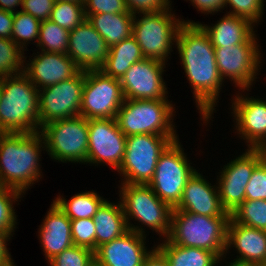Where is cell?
<instances>
[{"label":"cell","instance_id":"4","mask_svg":"<svg viewBox=\"0 0 266 266\" xmlns=\"http://www.w3.org/2000/svg\"><path fill=\"white\" fill-rule=\"evenodd\" d=\"M230 217H208L173 208L167 239L176 245L213 252L219 259L227 253V226Z\"/></svg>","mask_w":266,"mask_h":266},{"label":"cell","instance_id":"43","mask_svg":"<svg viewBox=\"0 0 266 266\" xmlns=\"http://www.w3.org/2000/svg\"><path fill=\"white\" fill-rule=\"evenodd\" d=\"M193 6L197 7L198 11L205 14H211L220 11L225 7V0H190Z\"/></svg>","mask_w":266,"mask_h":266},{"label":"cell","instance_id":"24","mask_svg":"<svg viewBox=\"0 0 266 266\" xmlns=\"http://www.w3.org/2000/svg\"><path fill=\"white\" fill-rule=\"evenodd\" d=\"M198 24L209 35L214 47L234 46L242 43H257L253 24L242 17L225 14L214 26Z\"/></svg>","mask_w":266,"mask_h":266},{"label":"cell","instance_id":"30","mask_svg":"<svg viewBox=\"0 0 266 266\" xmlns=\"http://www.w3.org/2000/svg\"><path fill=\"white\" fill-rule=\"evenodd\" d=\"M69 31L63 29L50 19L41 21L37 47L50 53H67Z\"/></svg>","mask_w":266,"mask_h":266},{"label":"cell","instance_id":"20","mask_svg":"<svg viewBox=\"0 0 266 266\" xmlns=\"http://www.w3.org/2000/svg\"><path fill=\"white\" fill-rule=\"evenodd\" d=\"M174 209L208 217H230L221 205L218 186H211L197 171L187 181L182 198Z\"/></svg>","mask_w":266,"mask_h":266},{"label":"cell","instance_id":"23","mask_svg":"<svg viewBox=\"0 0 266 266\" xmlns=\"http://www.w3.org/2000/svg\"><path fill=\"white\" fill-rule=\"evenodd\" d=\"M39 229L45 257L49 261L55 255L73 246L71 220L53 201Z\"/></svg>","mask_w":266,"mask_h":266},{"label":"cell","instance_id":"49","mask_svg":"<svg viewBox=\"0 0 266 266\" xmlns=\"http://www.w3.org/2000/svg\"><path fill=\"white\" fill-rule=\"evenodd\" d=\"M85 0H55V2H75V3H84Z\"/></svg>","mask_w":266,"mask_h":266},{"label":"cell","instance_id":"22","mask_svg":"<svg viewBox=\"0 0 266 266\" xmlns=\"http://www.w3.org/2000/svg\"><path fill=\"white\" fill-rule=\"evenodd\" d=\"M233 245L240 254L236 262L261 266L266 260V231L229 219L226 250Z\"/></svg>","mask_w":266,"mask_h":266},{"label":"cell","instance_id":"45","mask_svg":"<svg viewBox=\"0 0 266 266\" xmlns=\"http://www.w3.org/2000/svg\"><path fill=\"white\" fill-rule=\"evenodd\" d=\"M154 248L145 257L142 266H169L164 254L157 247Z\"/></svg>","mask_w":266,"mask_h":266},{"label":"cell","instance_id":"32","mask_svg":"<svg viewBox=\"0 0 266 266\" xmlns=\"http://www.w3.org/2000/svg\"><path fill=\"white\" fill-rule=\"evenodd\" d=\"M21 50L12 39L0 37V77L15 76L24 72L25 56Z\"/></svg>","mask_w":266,"mask_h":266},{"label":"cell","instance_id":"8","mask_svg":"<svg viewBox=\"0 0 266 266\" xmlns=\"http://www.w3.org/2000/svg\"><path fill=\"white\" fill-rule=\"evenodd\" d=\"M177 137L155 134L128 136L123 160L117 169L125 179L122 183L148 185L155 173L159 156Z\"/></svg>","mask_w":266,"mask_h":266},{"label":"cell","instance_id":"34","mask_svg":"<svg viewBox=\"0 0 266 266\" xmlns=\"http://www.w3.org/2000/svg\"><path fill=\"white\" fill-rule=\"evenodd\" d=\"M83 4L55 2L49 19L70 32L86 19Z\"/></svg>","mask_w":266,"mask_h":266},{"label":"cell","instance_id":"38","mask_svg":"<svg viewBox=\"0 0 266 266\" xmlns=\"http://www.w3.org/2000/svg\"><path fill=\"white\" fill-rule=\"evenodd\" d=\"M264 0H225V7L229 4L233 10L228 14L249 20L253 25L262 19Z\"/></svg>","mask_w":266,"mask_h":266},{"label":"cell","instance_id":"12","mask_svg":"<svg viewBox=\"0 0 266 266\" xmlns=\"http://www.w3.org/2000/svg\"><path fill=\"white\" fill-rule=\"evenodd\" d=\"M124 100L120 79L109 77L101 70L85 71L81 116L88 120L116 118Z\"/></svg>","mask_w":266,"mask_h":266},{"label":"cell","instance_id":"50","mask_svg":"<svg viewBox=\"0 0 266 266\" xmlns=\"http://www.w3.org/2000/svg\"><path fill=\"white\" fill-rule=\"evenodd\" d=\"M1 266H16V265H14V262L12 260L10 263H6V264L1 265Z\"/></svg>","mask_w":266,"mask_h":266},{"label":"cell","instance_id":"16","mask_svg":"<svg viewBox=\"0 0 266 266\" xmlns=\"http://www.w3.org/2000/svg\"><path fill=\"white\" fill-rule=\"evenodd\" d=\"M165 63L144 58L134 63L120 79L125 99L161 100L168 92L163 81Z\"/></svg>","mask_w":266,"mask_h":266},{"label":"cell","instance_id":"39","mask_svg":"<svg viewBox=\"0 0 266 266\" xmlns=\"http://www.w3.org/2000/svg\"><path fill=\"white\" fill-rule=\"evenodd\" d=\"M245 192V200H266V157L255 167Z\"/></svg>","mask_w":266,"mask_h":266},{"label":"cell","instance_id":"6","mask_svg":"<svg viewBox=\"0 0 266 266\" xmlns=\"http://www.w3.org/2000/svg\"><path fill=\"white\" fill-rule=\"evenodd\" d=\"M173 112V105L168 99H125L117 112L116 121L126 137L139 134L177 136L172 124Z\"/></svg>","mask_w":266,"mask_h":266},{"label":"cell","instance_id":"14","mask_svg":"<svg viewBox=\"0 0 266 266\" xmlns=\"http://www.w3.org/2000/svg\"><path fill=\"white\" fill-rule=\"evenodd\" d=\"M88 134L86 163H106L117 170L123 160L127 137L119 129L116 118L88 120Z\"/></svg>","mask_w":266,"mask_h":266},{"label":"cell","instance_id":"19","mask_svg":"<svg viewBox=\"0 0 266 266\" xmlns=\"http://www.w3.org/2000/svg\"><path fill=\"white\" fill-rule=\"evenodd\" d=\"M145 235L127 231L123 236L104 243L94 251L98 266H142L150 253L145 247Z\"/></svg>","mask_w":266,"mask_h":266},{"label":"cell","instance_id":"5","mask_svg":"<svg viewBox=\"0 0 266 266\" xmlns=\"http://www.w3.org/2000/svg\"><path fill=\"white\" fill-rule=\"evenodd\" d=\"M120 199L129 230L144 234L143 228L132 226L131 219L146 225L158 234L168 237L173 208L163 202L149 185L122 183ZM131 218V219H130Z\"/></svg>","mask_w":266,"mask_h":266},{"label":"cell","instance_id":"9","mask_svg":"<svg viewBox=\"0 0 266 266\" xmlns=\"http://www.w3.org/2000/svg\"><path fill=\"white\" fill-rule=\"evenodd\" d=\"M45 148L52 159L59 162H87L88 119L76 116L51 121L39 130Z\"/></svg>","mask_w":266,"mask_h":266},{"label":"cell","instance_id":"46","mask_svg":"<svg viewBox=\"0 0 266 266\" xmlns=\"http://www.w3.org/2000/svg\"><path fill=\"white\" fill-rule=\"evenodd\" d=\"M10 236L6 232H0V266L12 261L6 244V241H9L11 238Z\"/></svg>","mask_w":266,"mask_h":266},{"label":"cell","instance_id":"33","mask_svg":"<svg viewBox=\"0 0 266 266\" xmlns=\"http://www.w3.org/2000/svg\"><path fill=\"white\" fill-rule=\"evenodd\" d=\"M40 25V20L22 10H17L14 13L11 39L24 51L28 41L36 39L35 42H38Z\"/></svg>","mask_w":266,"mask_h":266},{"label":"cell","instance_id":"48","mask_svg":"<svg viewBox=\"0 0 266 266\" xmlns=\"http://www.w3.org/2000/svg\"><path fill=\"white\" fill-rule=\"evenodd\" d=\"M230 265L228 266H258L254 264H247V263H241V262H236L233 260V262L229 263Z\"/></svg>","mask_w":266,"mask_h":266},{"label":"cell","instance_id":"31","mask_svg":"<svg viewBox=\"0 0 266 266\" xmlns=\"http://www.w3.org/2000/svg\"><path fill=\"white\" fill-rule=\"evenodd\" d=\"M230 218L242 225L266 231V200H245L230 214Z\"/></svg>","mask_w":266,"mask_h":266},{"label":"cell","instance_id":"41","mask_svg":"<svg viewBox=\"0 0 266 266\" xmlns=\"http://www.w3.org/2000/svg\"><path fill=\"white\" fill-rule=\"evenodd\" d=\"M128 11L133 14L153 13L168 10L170 0H124ZM137 13V14H136Z\"/></svg>","mask_w":266,"mask_h":266},{"label":"cell","instance_id":"21","mask_svg":"<svg viewBox=\"0 0 266 266\" xmlns=\"http://www.w3.org/2000/svg\"><path fill=\"white\" fill-rule=\"evenodd\" d=\"M34 57L24 66L23 73L38 89L68 80L80 71L66 53L42 51Z\"/></svg>","mask_w":266,"mask_h":266},{"label":"cell","instance_id":"28","mask_svg":"<svg viewBox=\"0 0 266 266\" xmlns=\"http://www.w3.org/2000/svg\"><path fill=\"white\" fill-rule=\"evenodd\" d=\"M165 239L157 248L164 254L169 266H215L222 260L208 250L179 246Z\"/></svg>","mask_w":266,"mask_h":266},{"label":"cell","instance_id":"29","mask_svg":"<svg viewBox=\"0 0 266 266\" xmlns=\"http://www.w3.org/2000/svg\"><path fill=\"white\" fill-rule=\"evenodd\" d=\"M105 201L103 197L95 193V191H88L76 194L69 202L60 196L56 197L54 202L66 214L70 220L93 218L97 209Z\"/></svg>","mask_w":266,"mask_h":266},{"label":"cell","instance_id":"1","mask_svg":"<svg viewBox=\"0 0 266 266\" xmlns=\"http://www.w3.org/2000/svg\"><path fill=\"white\" fill-rule=\"evenodd\" d=\"M176 46L180 60L191 83L196 104L203 121L212 116L222 86L215 48L209 35L198 23H184L177 34Z\"/></svg>","mask_w":266,"mask_h":266},{"label":"cell","instance_id":"27","mask_svg":"<svg viewBox=\"0 0 266 266\" xmlns=\"http://www.w3.org/2000/svg\"><path fill=\"white\" fill-rule=\"evenodd\" d=\"M144 58L141 47L131 35L110 47L105 64L100 70L109 77L121 79L134 63Z\"/></svg>","mask_w":266,"mask_h":266},{"label":"cell","instance_id":"17","mask_svg":"<svg viewBox=\"0 0 266 266\" xmlns=\"http://www.w3.org/2000/svg\"><path fill=\"white\" fill-rule=\"evenodd\" d=\"M109 50L104 38L87 19L69 32L66 54L80 70H100Z\"/></svg>","mask_w":266,"mask_h":266},{"label":"cell","instance_id":"7","mask_svg":"<svg viewBox=\"0 0 266 266\" xmlns=\"http://www.w3.org/2000/svg\"><path fill=\"white\" fill-rule=\"evenodd\" d=\"M171 11L170 8L161 12L143 13L140 20L134 15L132 36L145 58L166 63L180 27L184 23H196L176 19Z\"/></svg>","mask_w":266,"mask_h":266},{"label":"cell","instance_id":"35","mask_svg":"<svg viewBox=\"0 0 266 266\" xmlns=\"http://www.w3.org/2000/svg\"><path fill=\"white\" fill-rule=\"evenodd\" d=\"M22 193L0 185V232L12 235L16 228V215L13 203L21 198Z\"/></svg>","mask_w":266,"mask_h":266},{"label":"cell","instance_id":"52","mask_svg":"<svg viewBox=\"0 0 266 266\" xmlns=\"http://www.w3.org/2000/svg\"><path fill=\"white\" fill-rule=\"evenodd\" d=\"M261 266H266V260H265V262Z\"/></svg>","mask_w":266,"mask_h":266},{"label":"cell","instance_id":"42","mask_svg":"<svg viewBox=\"0 0 266 266\" xmlns=\"http://www.w3.org/2000/svg\"><path fill=\"white\" fill-rule=\"evenodd\" d=\"M55 0H23L20 9L40 21H46L50 18Z\"/></svg>","mask_w":266,"mask_h":266},{"label":"cell","instance_id":"2","mask_svg":"<svg viewBox=\"0 0 266 266\" xmlns=\"http://www.w3.org/2000/svg\"><path fill=\"white\" fill-rule=\"evenodd\" d=\"M42 144L40 132L0 133V185L24 193L38 181Z\"/></svg>","mask_w":266,"mask_h":266},{"label":"cell","instance_id":"36","mask_svg":"<svg viewBox=\"0 0 266 266\" xmlns=\"http://www.w3.org/2000/svg\"><path fill=\"white\" fill-rule=\"evenodd\" d=\"M48 263L49 266H93L94 252L91 249L73 245L55 255Z\"/></svg>","mask_w":266,"mask_h":266},{"label":"cell","instance_id":"18","mask_svg":"<svg viewBox=\"0 0 266 266\" xmlns=\"http://www.w3.org/2000/svg\"><path fill=\"white\" fill-rule=\"evenodd\" d=\"M232 103L236 129L246 140L248 148L266 150V101L237 96Z\"/></svg>","mask_w":266,"mask_h":266},{"label":"cell","instance_id":"3","mask_svg":"<svg viewBox=\"0 0 266 266\" xmlns=\"http://www.w3.org/2000/svg\"><path fill=\"white\" fill-rule=\"evenodd\" d=\"M1 79L0 133L39 132V89L24 73Z\"/></svg>","mask_w":266,"mask_h":266},{"label":"cell","instance_id":"11","mask_svg":"<svg viewBox=\"0 0 266 266\" xmlns=\"http://www.w3.org/2000/svg\"><path fill=\"white\" fill-rule=\"evenodd\" d=\"M85 71L68 80L39 89V129L45 124L81 116Z\"/></svg>","mask_w":266,"mask_h":266},{"label":"cell","instance_id":"37","mask_svg":"<svg viewBox=\"0 0 266 266\" xmlns=\"http://www.w3.org/2000/svg\"><path fill=\"white\" fill-rule=\"evenodd\" d=\"M73 245L96 250V229L92 218L71 220Z\"/></svg>","mask_w":266,"mask_h":266},{"label":"cell","instance_id":"44","mask_svg":"<svg viewBox=\"0 0 266 266\" xmlns=\"http://www.w3.org/2000/svg\"><path fill=\"white\" fill-rule=\"evenodd\" d=\"M14 13L0 9V37L11 39Z\"/></svg>","mask_w":266,"mask_h":266},{"label":"cell","instance_id":"40","mask_svg":"<svg viewBox=\"0 0 266 266\" xmlns=\"http://www.w3.org/2000/svg\"><path fill=\"white\" fill-rule=\"evenodd\" d=\"M85 14L130 13L124 0H85Z\"/></svg>","mask_w":266,"mask_h":266},{"label":"cell","instance_id":"15","mask_svg":"<svg viewBox=\"0 0 266 266\" xmlns=\"http://www.w3.org/2000/svg\"><path fill=\"white\" fill-rule=\"evenodd\" d=\"M258 43H242L234 46L214 47L220 77L232 79L240 89L249 90L260 67Z\"/></svg>","mask_w":266,"mask_h":266},{"label":"cell","instance_id":"25","mask_svg":"<svg viewBox=\"0 0 266 266\" xmlns=\"http://www.w3.org/2000/svg\"><path fill=\"white\" fill-rule=\"evenodd\" d=\"M92 219L96 229V249L129 231L120 202L115 205L105 200Z\"/></svg>","mask_w":266,"mask_h":266},{"label":"cell","instance_id":"13","mask_svg":"<svg viewBox=\"0 0 266 266\" xmlns=\"http://www.w3.org/2000/svg\"><path fill=\"white\" fill-rule=\"evenodd\" d=\"M266 157L265 149H247L235 160L224 165L218 178L221 205L231 214L245 201V189L255 167Z\"/></svg>","mask_w":266,"mask_h":266},{"label":"cell","instance_id":"26","mask_svg":"<svg viewBox=\"0 0 266 266\" xmlns=\"http://www.w3.org/2000/svg\"><path fill=\"white\" fill-rule=\"evenodd\" d=\"M88 22L101 34L109 47L132 35L134 15L131 13L85 14Z\"/></svg>","mask_w":266,"mask_h":266},{"label":"cell","instance_id":"51","mask_svg":"<svg viewBox=\"0 0 266 266\" xmlns=\"http://www.w3.org/2000/svg\"><path fill=\"white\" fill-rule=\"evenodd\" d=\"M1 96H2V79L0 77V99H1Z\"/></svg>","mask_w":266,"mask_h":266},{"label":"cell","instance_id":"10","mask_svg":"<svg viewBox=\"0 0 266 266\" xmlns=\"http://www.w3.org/2000/svg\"><path fill=\"white\" fill-rule=\"evenodd\" d=\"M196 173L188 164L180 142L172 141L159 156L155 173L149 182L153 192L163 201L175 208L183 194L187 181Z\"/></svg>","mask_w":266,"mask_h":266},{"label":"cell","instance_id":"47","mask_svg":"<svg viewBox=\"0 0 266 266\" xmlns=\"http://www.w3.org/2000/svg\"><path fill=\"white\" fill-rule=\"evenodd\" d=\"M23 5V0H0V9L15 13V6Z\"/></svg>","mask_w":266,"mask_h":266}]
</instances>
